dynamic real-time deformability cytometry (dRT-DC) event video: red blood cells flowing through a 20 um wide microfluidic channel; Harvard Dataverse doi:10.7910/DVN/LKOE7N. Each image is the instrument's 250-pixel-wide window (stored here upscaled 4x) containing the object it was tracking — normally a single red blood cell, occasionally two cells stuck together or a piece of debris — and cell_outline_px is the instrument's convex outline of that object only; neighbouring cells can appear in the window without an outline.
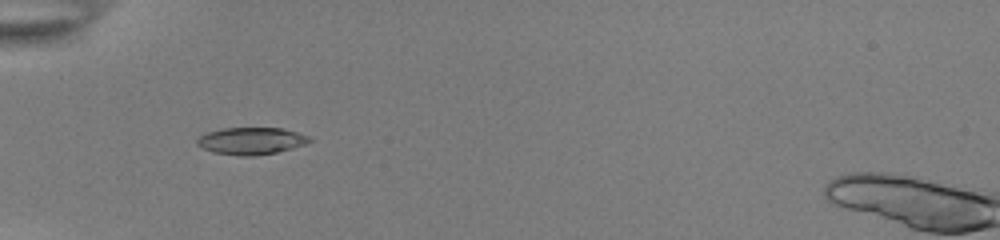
{"species": "common noctule bat (a hibernating species)", "species_latin": "Nyctalus noctula", "temperature_condition": "room temperature", "stored_images_in_passage": 36, "camera_frame_rate_fps": 3000, "um_per_image_px": 0.085, "animal": {"sex": "female", "body_mass_g": 22.0, "forearm_length_mm": 56.7}, "frame": {"image": 1, "passage_image": 2, "time_ms": 0.333, "image_size_px": [1000, 240], "cell_outline_px": [[312, 140], [304, 144], [292, 148], [276, 152], [252, 156], [240, 156], [212, 152], [196, 144], [196, 140], [200, 136], [208, 132], [224, 128], [280, 128], [312, 136]], "centroid_in_image_um": [21.36, 11.98], "position_along_channel_um": 63.6, "area_um2": 17.63}}
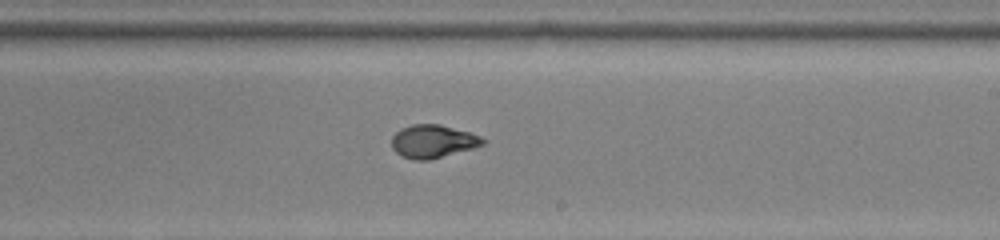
{"frame": {"image": 2, "passage_image": 17, "time_ms": 5.333, "image_size_px": [1000, 240], "cell_outline_px": [[488, 140], [484, 144], [472, 148], [428, 160], [416, 160], [404, 156], [396, 152], [392, 148], [392, 136], [400, 128], [412, 124], [440, 124], [468, 132], [480, 136]], "centroid_in_image_um": [36.79, 12.0], "position_along_channel_um": 252.2, "area_um2": 17.4}}
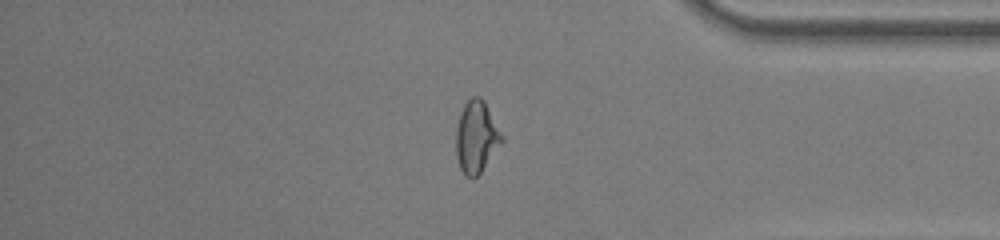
{"frame": {"image": 3, "passage_image": 29, "time_ms": 9.333, "image_size_px": [1000, 240], "cell_outline_px": [[504, 140], [480, 172], [472, 180], [464, 176], [460, 168], [456, 156], [456, 128], [460, 112], [464, 104], [472, 96], [480, 96], [484, 100], [504, 136]], "centroid_in_image_um": [40.49, 11.63], "position_along_channel_um": 394.7, "area_um2": 19.36}, "authors_computed_cell_mechanics": {"area_um2": 17.8313, "velocity_mm_per_s": 3.9, "shape_relaxation_time_tau1_ms": 5.957, "shape_relaxation_time_tau2_ms": 1.0213, "deformation_change_tau1": 0.2193, "deformation_change_tau2": 0.0553}}